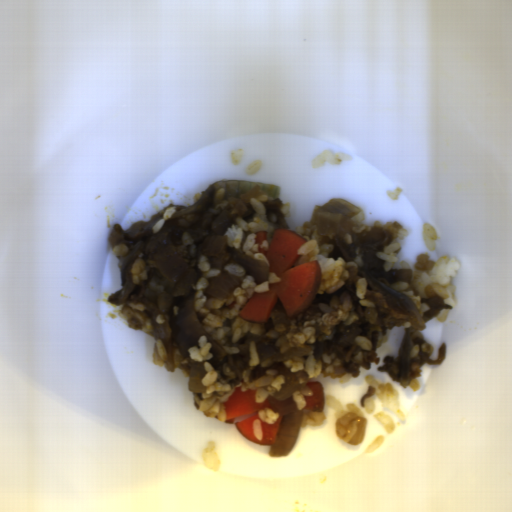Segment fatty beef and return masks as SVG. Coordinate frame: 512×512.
I'll use <instances>...</instances> for the list:
<instances>
[{"label": "fatty beef", "instance_id": "51303b74", "mask_svg": "<svg viewBox=\"0 0 512 512\" xmlns=\"http://www.w3.org/2000/svg\"><path fill=\"white\" fill-rule=\"evenodd\" d=\"M367 420L364 416L348 412L337 420L334 429L339 439L359 445L365 439Z\"/></svg>", "mask_w": 512, "mask_h": 512}, {"label": "fatty beef", "instance_id": "6575b59f", "mask_svg": "<svg viewBox=\"0 0 512 512\" xmlns=\"http://www.w3.org/2000/svg\"><path fill=\"white\" fill-rule=\"evenodd\" d=\"M203 401V397L201 393H194L193 395V405L194 408L198 411L200 410V404Z\"/></svg>", "mask_w": 512, "mask_h": 512}, {"label": "fatty beef", "instance_id": "8fa450e3", "mask_svg": "<svg viewBox=\"0 0 512 512\" xmlns=\"http://www.w3.org/2000/svg\"><path fill=\"white\" fill-rule=\"evenodd\" d=\"M356 224L350 217L340 222L336 233L321 235L319 244L332 245L328 258L344 260L348 278L337 290L316 293L309 307L298 316L289 319L277 297L267 322H262L263 333L247 332L233 341V328L223 336L227 347L238 348V353L225 357L212 367L232 387L243 382V372L248 369L250 343L256 346L259 362L249 374L250 382L260 379L266 371L275 370L285 382L272 397L284 401L294 392L306 386L309 377L304 370L292 372L286 360L304 363L312 352L321 362L320 373L324 377L341 378L349 373L357 377L360 367L369 371L371 363L378 365L376 350L387 343L388 332L393 327L405 326L397 356H385L383 366L377 371L387 372L400 382L403 388L419 389L417 379L421 376L423 363L438 365L445 360L446 345L439 348L438 357L432 360L423 350L425 343L420 331L442 310L453 306L437 295L433 286L427 284L420 303L429 309L423 315L414 302L404 293L391 289V284L407 282L406 291H419L411 284L412 270L391 269L386 271L385 262L377 256L384 251L404 227L398 221L382 223L375 220L371 230L355 232ZM367 279L365 299L376 306L364 307L356 298L357 279ZM356 336H365L371 343V351L361 349Z\"/></svg>", "mask_w": 512, "mask_h": 512}, {"label": "fatty beef", "instance_id": "2513f850", "mask_svg": "<svg viewBox=\"0 0 512 512\" xmlns=\"http://www.w3.org/2000/svg\"><path fill=\"white\" fill-rule=\"evenodd\" d=\"M265 207V216L268 222L277 229H286L290 231V226L285 218V213L282 212V201L272 198L268 195L267 200L261 201Z\"/></svg>", "mask_w": 512, "mask_h": 512}, {"label": "fatty beef", "instance_id": "5ad873be", "mask_svg": "<svg viewBox=\"0 0 512 512\" xmlns=\"http://www.w3.org/2000/svg\"><path fill=\"white\" fill-rule=\"evenodd\" d=\"M208 264L210 269L223 270L226 265L239 264L242 266L246 276L254 278L258 285L269 280L271 271L267 263L249 256L242 248H233L226 245L219 256H208Z\"/></svg>", "mask_w": 512, "mask_h": 512}, {"label": "fatty beef", "instance_id": "7934fd38", "mask_svg": "<svg viewBox=\"0 0 512 512\" xmlns=\"http://www.w3.org/2000/svg\"><path fill=\"white\" fill-rule=\"evenodd\" d=\"M375 391H376L375 387H373V386L368 387L367 392L361 398V401H360L361 407H365V399L373 397L375 395Z\"/></svg>", "mask_w": 512, "mask_h": 512}, {"label": "fatty beef", "instance_id": "1bbc456c", "mask_svg": "<svg viewBox=\"0 0 512 512\" xmlns=\"http://www.w3.org/2000/svg\"><path fill=\"white\" fill-rule=\"evenodd\" d=\"M224 193V189H217L204 212L170 217L157 232H153V227L170 207H175L176 214L195 204L172 203L155 213L150 220L137 221L126 231L121 224H115L107 238L112 251L119 244H125L128 248L124 256H117L122 288L107 296V302L122 306L121 312L129 328L154 336L155 343L162 340L167 356L164 364L170 373L179 368L189 377L190 362L174 339L170 311L180 297L195 291L203 272L198 266L203 255L200 252L202 243L208 235L225 236L227 229L235 224L236 218L246 222L254 219L256 211L250 199L266 194L259 185L228 198H224ZM170 240L190 267V271L175 282L169 281L157 269L152 259L154 250ZM140 257L148 270V280H140L134 284L131 282L130 268Z\"/></svg>", "mask_w": 512, "mask_h": 512}]
</instances>
